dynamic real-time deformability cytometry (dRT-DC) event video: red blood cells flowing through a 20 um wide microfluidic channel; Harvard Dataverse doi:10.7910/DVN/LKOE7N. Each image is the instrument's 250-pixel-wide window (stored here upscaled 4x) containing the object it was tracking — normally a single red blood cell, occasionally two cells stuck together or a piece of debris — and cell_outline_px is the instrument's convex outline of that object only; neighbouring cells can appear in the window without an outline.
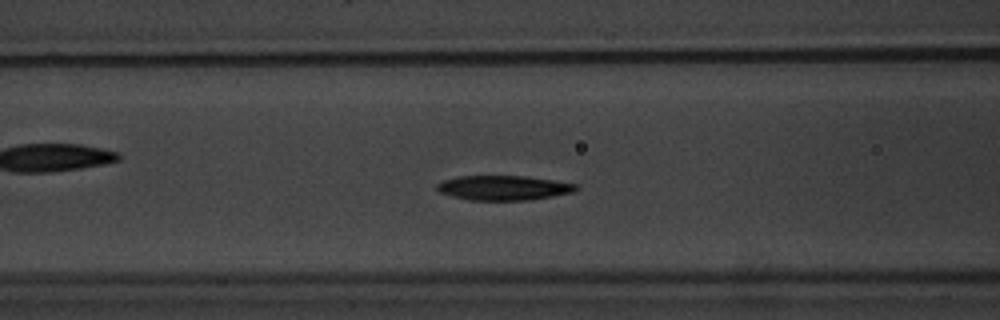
{"species": "common noctule bat (a hibernating species)", "species_latin": "Nyctalus noctula", "temperature_condition": "warm", "stored_images_in_passage": 42, "camera_frame_rate_fps": 3000, "um_per_image_px": 0.085, "animal": {"sex": "male", "body_mass_g": 20.1, "forearm_length_mm": 53.5}, "frame": {"image": 1, "passage_image": 10, "time_ms": 3.0, "image_size_px": [1000, 320], "cell_outline_px": [[580, 188], [572, 192], [532, 200], [468, 200], [452, 196], [440, 192], [436, 188], [436, 184], [444, 180], [456, 176], [524, 176], [552, 180], [576, 184]], "centroid_in_image_um": [42.78, 15.97], "position_along_channel_um": 123.8, "area_um2": 19.94}}
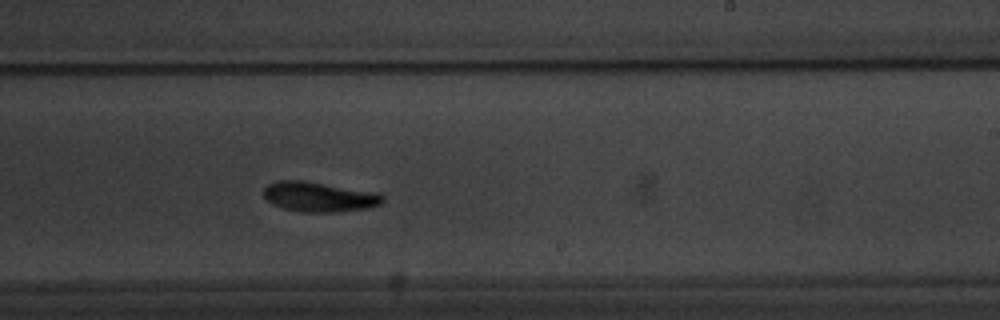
{"frame": {"image": 2, "passage_image": 21, "time_ms": 6.667, "image_size_px": [1000, 320], "cell_outline_px": [[384, 200], [380, 204], [364, 208], [336, 212], [300, 212], [284, 208], [272, 204], [264, 196], [264, 188], [268, 184], [276, 180], [300, 180], [380, 192], [384, 196]], "centroid_in_image_um": [27.13, 16.72], "position_along_channel_um": 261.9, "area_um2": 20.75}}
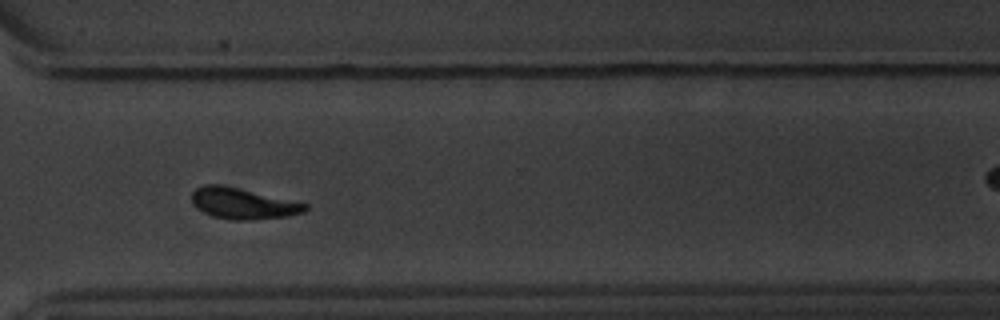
{"frame": {"image": 3, "passage_image": 28, "time_ms": 9.0, "image_size_px": [1000, 320], "cell_outline_px": [[308, 208], [304, 212], [288, 216], [252, 220], [232, 220], [212, 216], [196, 208], [192, 204], [192, 192], [196, 188], [204, 184], [220, 184], [308, 204]], "centroid_in_image_um": [20.61, 17.3], "position_along_channel_um": 350.0, "area_um2": 20.4}, "authors_computed_cell_mechanics": {"area_um2": 19.9699, "velocity_mm_per_s": 3.7654, "shape_relaxation_time_tau1_ms": 2.2292, "shape_relaxation_time_tau2_ms": null, "deformation_change_tau1": 0.126, "deformation_change_tau2": null}}